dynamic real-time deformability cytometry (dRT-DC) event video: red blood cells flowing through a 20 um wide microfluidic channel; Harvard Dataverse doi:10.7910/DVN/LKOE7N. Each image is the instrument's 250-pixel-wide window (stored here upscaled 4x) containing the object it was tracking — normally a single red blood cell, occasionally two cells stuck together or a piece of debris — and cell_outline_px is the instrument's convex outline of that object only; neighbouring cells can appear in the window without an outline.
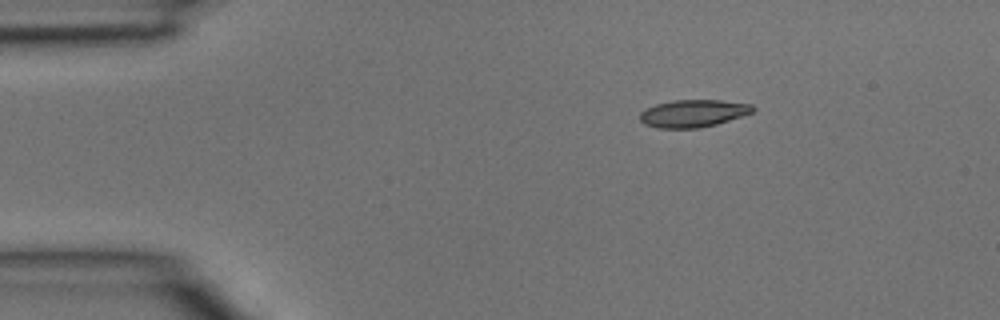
{"species": "common noctule bat (a hibernating species)", "species_latin": "Nyctalus noctula", "temperature_condition": "room temperature", "stored_images_in_passage": 3, "camera_frame_rate_fps": 3000, "um_per_image_px": 0.085, "animal": {"sex": "male", "body_mass_g": 15.6}, "frame": {"image": 1, "passage_image": 3, "time_ms": 0.667, "image_size_px": [1000, 320], "cell_outline_px": [[756, 108], [752, 112], [716, 124], [696, 128], [656, 128], [644, 124], [640, 120], [640, 112], [644, 108], [656, 104], [672, 100], [720, 100], [752, 104]], "centroid_in_image_um": [58.87, 9.63], "position_along_channel_um": 26.1, "area_um2": 18.03}}